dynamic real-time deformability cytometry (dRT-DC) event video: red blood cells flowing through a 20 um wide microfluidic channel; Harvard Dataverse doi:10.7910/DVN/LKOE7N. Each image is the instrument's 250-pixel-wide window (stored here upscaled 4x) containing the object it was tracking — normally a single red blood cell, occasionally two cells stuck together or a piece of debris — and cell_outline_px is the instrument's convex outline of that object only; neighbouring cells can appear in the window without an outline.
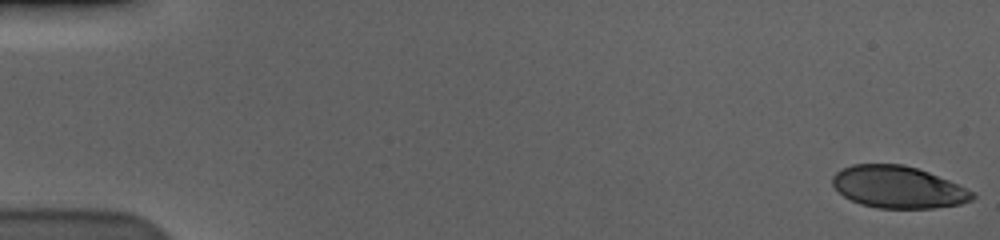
{"species": "human", "species_latin": "Homo sapiens", "temperature_condition": "cold", "stored_images_in_passage": 58, "camera_frame_rate_fps": 3000, "um_per_image_px": 0.085, "donor": {"sex": "male"}, "frame": {"image": 1, "passage_image": 1, "time_ms": 0.0, "image_size_px": [1000, 240], "cell_outline_px": [[976, 196], [972, 200], [960, 204], [932, 208], [880, 208], [860, 204], [844, 196], [832, 184], [832, 176], [840, 168], [852, 164], [904, 164], [928, 172], [948, 180], [976, 192]], "centroid_in_image_um": [76.34, 15.9], "position_along_channel_um": 8.7, "area_um2": 34.28}}
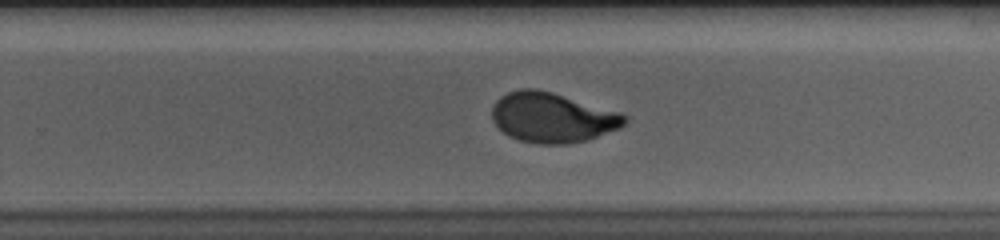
{"frame": {"image": 2, "passage_image": 38, "time_ms": 12.333, "image_size_px": [1000, 240], "cell_outline_px": [[628, 120], [620, 128], [588, 140], [564, 144], [540, 144], [520, 140], [508, 136], [492, 120], [492, 108], [496, 100], [500, 96], [508, 92], [520, 88], [536, 88], [552, 92], [620, 112], [628, 116]], "centroid_in_image_um": [46.95, 9.98], "position_along_channel_um": 282.8, "area_um2": 38.67}}
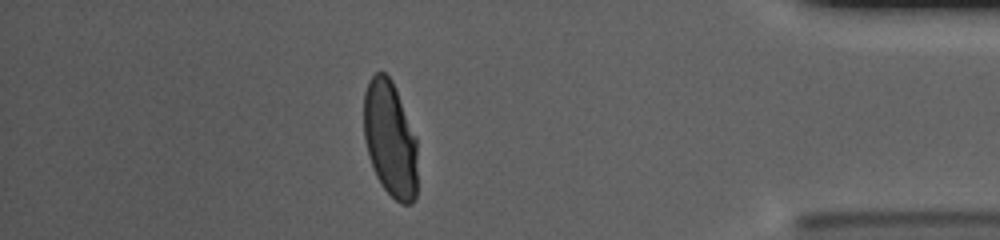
{"frame": {"image": 3, "passage_image": 51, "time_ms": 16.667, "image_size_px": [1000, 240], "cell_outline_px": [[416, 196], [412, 204], [400, 204], [380, 184], [372, 168], [364, 140], [364, 92], [368, 80], [376, 72], [384, 72], [392, 80], [396, 88], [416, 136]], "centroid_in_image_um": [33.15, 11.81], "position_along_channel_um": 402.1, "area_um2": 36.53}, "authors_computed_cell_mechanics": {"area_um2": 38.0035, "velocity_mm_per_s": 3.5894, "shape_relaxation_time_tau1_ms": 3.449, "shape_relaxation_time_tau2_ms": null, "deformation_change_tau1": 0.1811, "deformation_change_tau2": null}}